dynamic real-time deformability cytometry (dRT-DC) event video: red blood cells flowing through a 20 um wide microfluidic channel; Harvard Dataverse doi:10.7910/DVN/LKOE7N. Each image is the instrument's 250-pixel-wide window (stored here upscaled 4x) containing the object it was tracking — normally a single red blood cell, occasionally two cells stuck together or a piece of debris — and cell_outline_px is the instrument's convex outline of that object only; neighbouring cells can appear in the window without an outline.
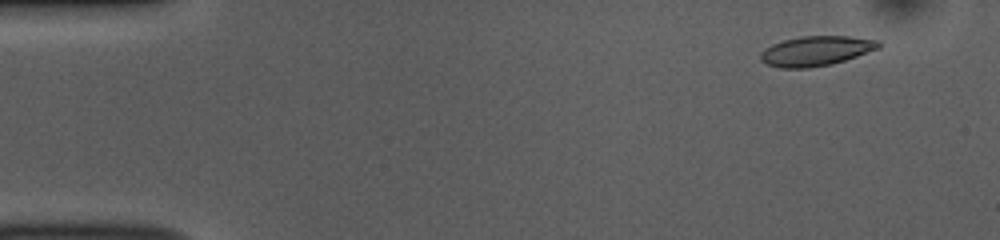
{"species": "common noctule bat (a hibernating species)", "species_latin": "Nyctalus noctula", "temperature_condition": "room temperature", "stored_images_in_passage": 51, "camera_frame_rate_fps": 3000, "um_per_image_px": 0.085, "animal": {"sex": "female", "body_mass_g": 10.0, "forearm_length_mm": 53.1}, "frame": {"image": 1, "passage_image": 4, "time_ms": 1.0, "image_size_px": [1000, 240], "cell_outline_px": [[880, 48], [832, 64], [808, 68], [780, 68], [768, 64], [760, 60], [760, 52], [764, 48], [772, 44], [784, 40], [800, 36], [848, 36], [880, 40]], "centroid_in_image_um": [69.35, 4.32], "position_along_channel_um": 15.7, "area_um2": 20.52}}
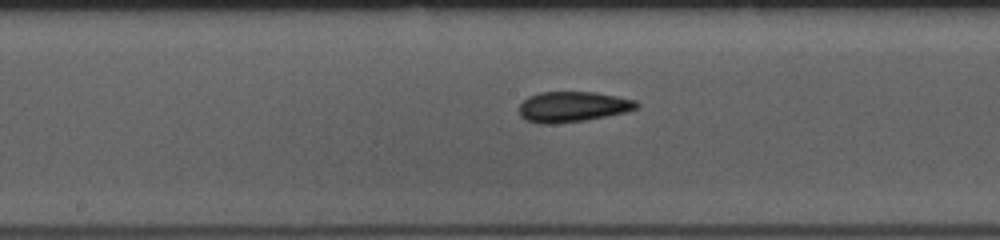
{"frame": {"image": 2, "passage_image": 26, "time_ms": 8.333, "image_size_px": [1000, 240], "cell_outline_px": [[640, 108], [624, 112], [584, 120], [548, 124], [540, 124], [524, 120], [520, 116], [520, 104], [528, 96], [540, 92], [596, 92], [636, 100], [640, 104]], "centroid_in_image_um": [48.67, 9.06], "position_along_channel_um": 199.5, "area_um2": 20.81}}
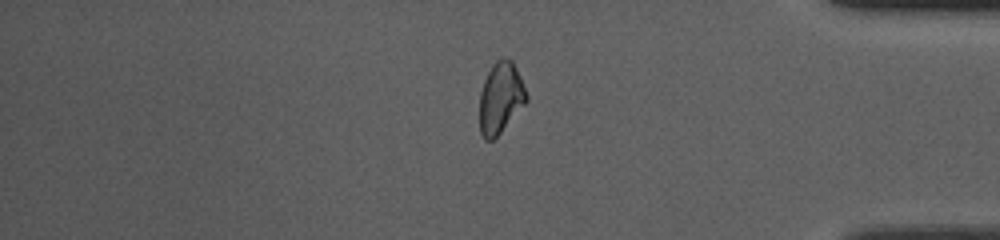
{"frame": {"image": 3, "passage_image": 43, "time_ms": 14.0, "image_size_px": [1000, 240], "cell_outline_px": [[528, 100], [500, 132], [492, 140], [484, 140], [480, 132], [480, 92], [484, 80], [492, 64], [496, 60], [512, 60], [520, 76], [528, 96]], "centroid_in_image_um": [42.54, 8.32], "position_along_channel_um": 392.7, "area_um2": 19.07}, "authors_computed_cell_mechanics": {"area_um2": 20.3456, "velocity_mm_per_s": 3.8591, "shape_relaxation_time_tau1_ms": 3.1772, "shape_relaxation_time_tau2_ms": 1.691, "deformation_change_tau1": 0.1292, "deformation_change_tau2": 0.0804}}